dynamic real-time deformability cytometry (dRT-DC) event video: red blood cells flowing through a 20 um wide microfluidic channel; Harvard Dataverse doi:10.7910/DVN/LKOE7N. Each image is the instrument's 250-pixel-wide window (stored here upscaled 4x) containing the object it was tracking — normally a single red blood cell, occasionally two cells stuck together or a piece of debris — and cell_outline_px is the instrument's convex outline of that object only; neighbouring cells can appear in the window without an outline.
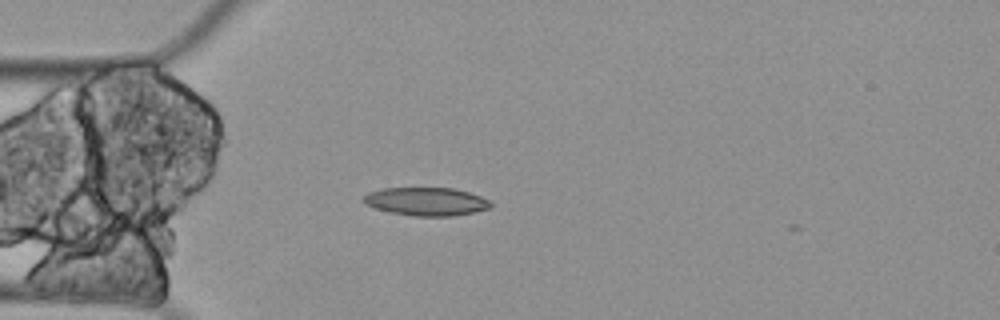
{"species": "Egyptian fruit bat (a non-hibernating species)", "species_latin": "Rousettus aegyptiacus", "temperature_condition": "cold", "stored_images_in_passage": 2, "camera_frame_rate_fps": 3000, "um_per_image_px": 0.085, "animal": {"sex": "female"}, "frame": {"image": 1, "passage_image": 1, "time_ms": 0.0, "image_size_px": [1000, 320], "cell_outline_px": [[492, 208], [452, 216], [412, 216], [388, 212], [364, 204], [360, 200], [368, 192], [384, 188], [452, 188], [468, 192], [480, 196], [488, 200], [492, 204]], "centroid_in_image_um": [36.19, 17.13], "position_along_channel_um": 48.8, "area_um2": 20.98}}